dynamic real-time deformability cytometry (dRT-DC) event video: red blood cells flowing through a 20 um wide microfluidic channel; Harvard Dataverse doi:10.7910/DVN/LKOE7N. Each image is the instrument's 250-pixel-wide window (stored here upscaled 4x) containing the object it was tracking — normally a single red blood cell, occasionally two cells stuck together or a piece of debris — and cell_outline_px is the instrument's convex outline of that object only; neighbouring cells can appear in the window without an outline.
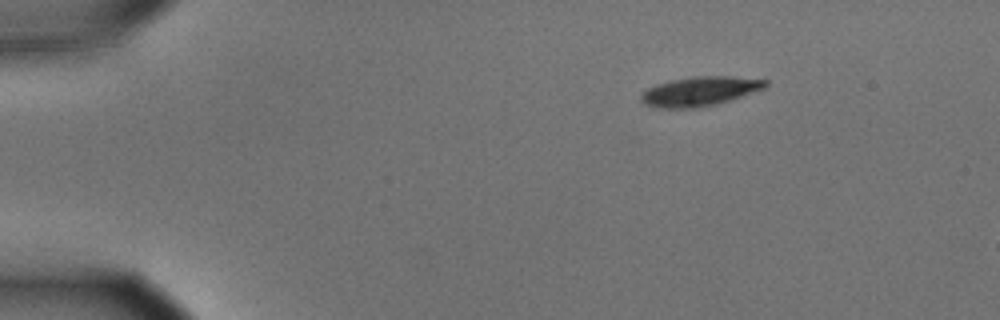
{"species": "common noctule bat (a hibernating species)", "species_latin": "Nyctalus noctula", "temperature_condition": "cold", "stored_images_in_passage": 8, "camera_frame_rate_fps": 3000, "um_per_image_px": 0.085, "animal": {"sex": "male", "body_mass_g": 15.6}, "frame": {"image": 1, "passage_image": 1, "time_ms": 0.0, "image_size_px": [1000, 320], "cell_outline_px": [[768, 84], [764, 88], [716, 104], [700, 108], [656, 108], [644, 104], [640, 100], [640, 92], [656, 84], [672, 80], [692, 76], [728, 76], [768, 80]], "centroid_in_image_um": [59.41, 7.76], "position_along_channel_um": 25.6, "area_um2": 21.27}}